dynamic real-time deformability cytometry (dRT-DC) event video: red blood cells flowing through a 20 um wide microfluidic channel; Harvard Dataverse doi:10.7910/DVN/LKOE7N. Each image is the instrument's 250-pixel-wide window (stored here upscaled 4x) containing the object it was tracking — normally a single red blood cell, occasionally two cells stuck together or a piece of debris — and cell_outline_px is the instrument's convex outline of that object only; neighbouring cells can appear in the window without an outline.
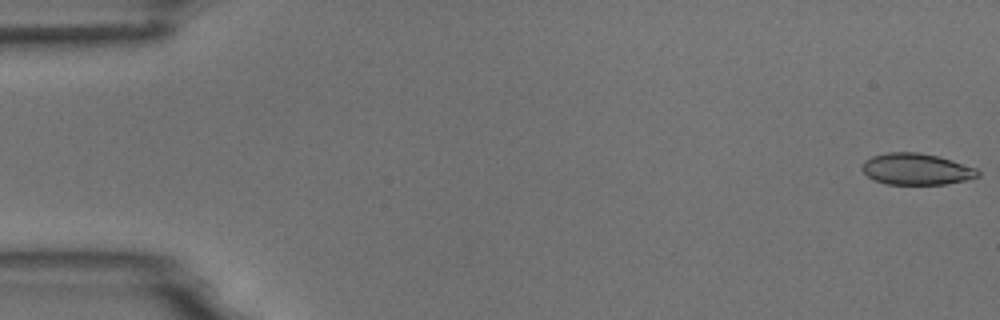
{"species": "common noctule bat (a hibernating species)", "species_latin": "Nyctalus noctula", "temperature_condition": "room temperature", "stored_images_in_passage": 5, "camera_frame_rate_fps": 3000, "um_per_image_px": 0.085, "animal": {"sex": "male", "body_mass_g": 18.8}, "frame": {"image": 1, "passage_image": 1, "time_ms": 0.0, "image_size_px": [1000, 320], "cell_outline_px": [[980, 176], [964, 180], [944, 184], [888, 184], [876, 180], [868, 176], [860, 168], [864, 160], [872, 156], [888, 152], [920, 152], [940, 156], [976, 168], [980, 172]], "centroid_in_image_um": [77.89, 14.36], "position_along_channel_um": 7.1, "area_um2": 21.21}}
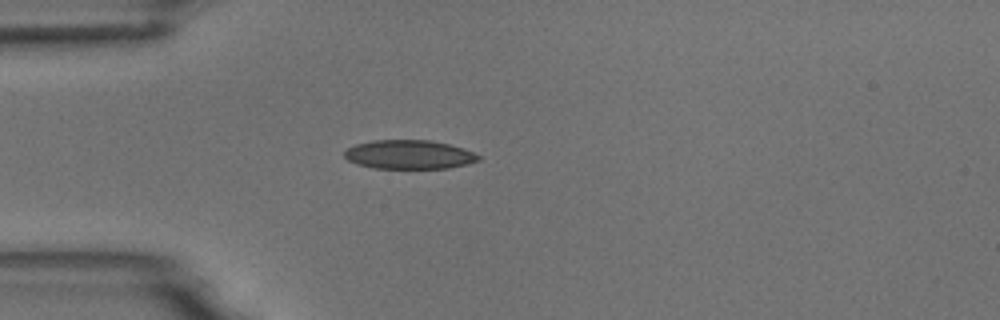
{"frame": {"image": 2, "passage_image": 4, "time_ms": 4.667, "image_size_px": [1000, 320], "cell_outline_px": [[480, 160], [468, 164], [448, 168], [372, 168], [356, 164], [348, 160], [344, 156], [344, 152], [348, 148], [356, 144], [372, 140], [432, 140], [464, 148], [480, 156]], "centroid_in_image_um": [34.77, 13.13], "position_along_channel_um": 50.2, "area_um2": 22.66}}